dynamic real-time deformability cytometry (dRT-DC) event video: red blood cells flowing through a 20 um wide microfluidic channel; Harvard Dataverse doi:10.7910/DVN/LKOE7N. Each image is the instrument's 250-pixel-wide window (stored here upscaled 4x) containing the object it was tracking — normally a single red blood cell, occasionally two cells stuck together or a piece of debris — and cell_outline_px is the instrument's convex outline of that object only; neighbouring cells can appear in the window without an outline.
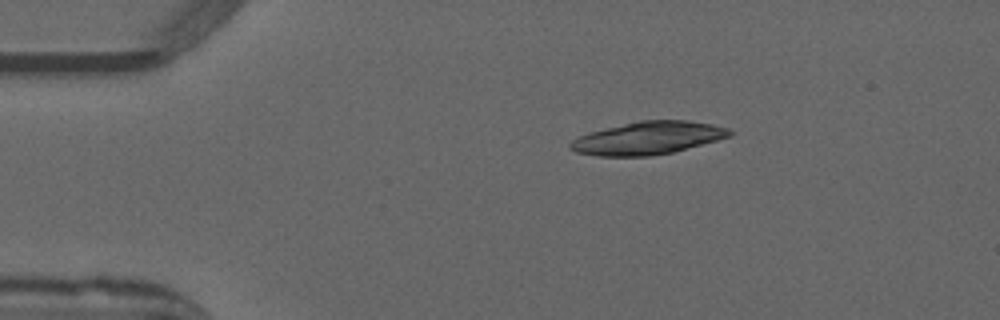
{"species": "common noctule bat (a hibernating species)", "species_latin": "Nyctalus noctula", "temperature_condition": "warm", "stored_images_in_passage": 43, "camera_frame_rate_fps": 3000, "um_per_image_px": 0.085, "animal": {"sex": "male", "forearm_length_mm": 52.5}, "frame": {"image": 1, "passage_image": 1, "time_ms": 0.0, "image_size_px": [1000, 320], "cell_outline_px": [[732, 132], [728, 136], [716, 140], [672, 152], [652, 156], [596, 156], [576, 152], [568, 148], [568, 144], [572, 140], [588, 132], [640, 120], [688, 120], [712, 124], [728, 128]], "centroid_in_image_um": [55.01, 11.73], "position_along_channel_um": 30.0, "area_um2": 30.29}}